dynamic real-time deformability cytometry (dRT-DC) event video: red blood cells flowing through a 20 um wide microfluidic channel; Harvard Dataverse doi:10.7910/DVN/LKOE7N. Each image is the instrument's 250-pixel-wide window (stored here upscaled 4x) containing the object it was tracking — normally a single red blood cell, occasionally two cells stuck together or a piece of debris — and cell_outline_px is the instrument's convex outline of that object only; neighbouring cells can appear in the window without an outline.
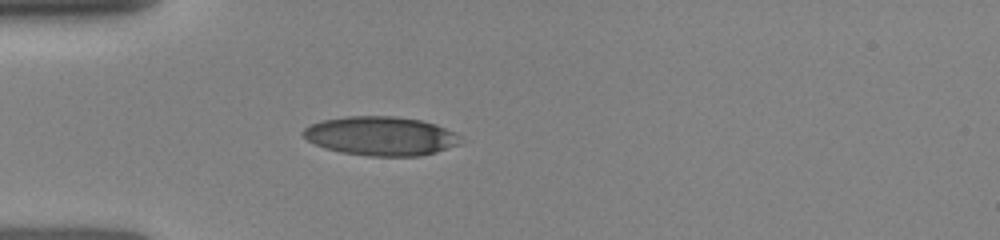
{"species": "human", "species_latin": "Homo sapiens", "temperature_condition": "room temperature", "stored_images_in_passage": 7, "camera_frame_rate_fps": 3000, "um_per_image_px": 0.085, "donor": {"sex": "female"}, "frame": {"image": 1, "passage_image": 1, "time_ms": 0.0, "image_size_px": [1000, 240], "cell_outline_px": [[460, 144], [436, 152], [420, 156], [368, 156], [340, 152], [324, 148], [308, 140], [300, 132], [304, 128], [320, 120], [348, 116], [392, 116], [420, 120], [436, 124], [456, 132], [460, 136]], "centroid_in_image_um": [32.37, 11.56], "position_along_channel_um": 52.6, "area_um2": 35.89}}
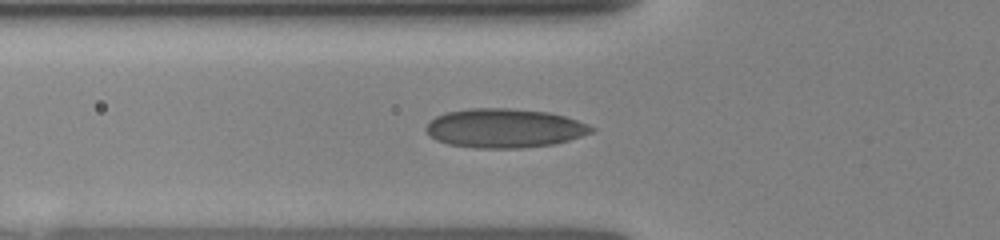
{"frame": {"image": 2, "passage_image": 4, "time_ms": 1.0, "image_size_px": [1000, 240], "cell_outline_px": [[596, 128], [592, 132], [568, 140], [552, 144], [520, 148], [476, 148], [448, 144], [436, 140], [424, 128], [436, 116], [448, 112], [468, 108], [508, 108], [548, 112], [564, 116], [588, 124]], "centroid_in_image_um": [42.87, 10.89], "position_along_channel_um": 82.9, "area_um2": 37.4}}
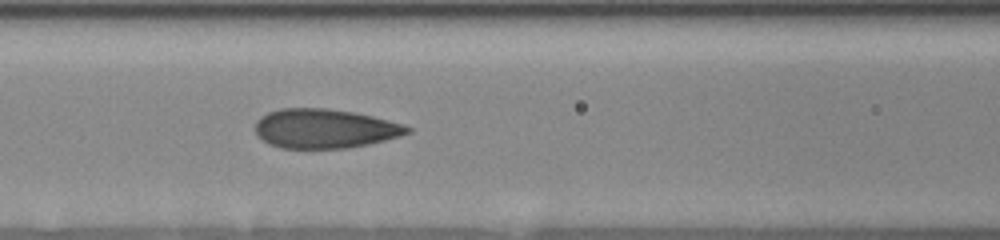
{"frame": {"image": 3, "passage_image": 7, "time_ms": 2.333, "image_size_px": [1000, 240], "cell_outline_px": [[412, 132], [400, 136], [368, 144], [348, 148], [280, 148], [268, 144], [256, 132], [256, 120], [260, 116], [268, 112], [280, 108], [328, 108], [352, 112], [372, 116], [404, 124], [412, 128]], "centroid_in_image_um": [27.6, 10.92], "position_along_channel_um": 139.0, "area_um2": 34.85}}